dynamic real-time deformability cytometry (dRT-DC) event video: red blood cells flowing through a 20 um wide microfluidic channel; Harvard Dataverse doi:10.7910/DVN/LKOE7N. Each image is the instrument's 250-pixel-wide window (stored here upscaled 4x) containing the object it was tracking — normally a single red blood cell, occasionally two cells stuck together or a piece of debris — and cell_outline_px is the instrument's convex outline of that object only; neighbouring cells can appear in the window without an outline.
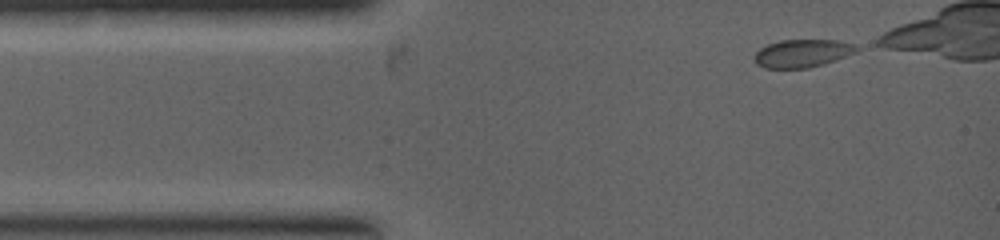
{"species": "common noctule bat (a hibernating species)", "species_latin": "Nyctalus noctula", "temperature_condition": "warm", "stored_images_in_passage": 3, "camera_frame_rate_fps": 5000, "um_per_image_px": 0.085, "animal": {"sex": "female", "body_mass_g": 19.0, "forearm_length_mm": 53.3}, "frame": {"image": 1, "passage_image": 1, "time_ms": 0.0, "image_size_px": [1000, 240], "cell_outline_px": [[860, 48], [844, 56], [824, 64], [808, 68], [764, 68], [756, 64], [756, 52], [760, 48], [768, 44], [780, 40], [840, 40], [856, 44]], "centroid_in_image_um": [68.2, 4.52], "position_along_channel_um": 16.8, "area_um2": 16.47}}